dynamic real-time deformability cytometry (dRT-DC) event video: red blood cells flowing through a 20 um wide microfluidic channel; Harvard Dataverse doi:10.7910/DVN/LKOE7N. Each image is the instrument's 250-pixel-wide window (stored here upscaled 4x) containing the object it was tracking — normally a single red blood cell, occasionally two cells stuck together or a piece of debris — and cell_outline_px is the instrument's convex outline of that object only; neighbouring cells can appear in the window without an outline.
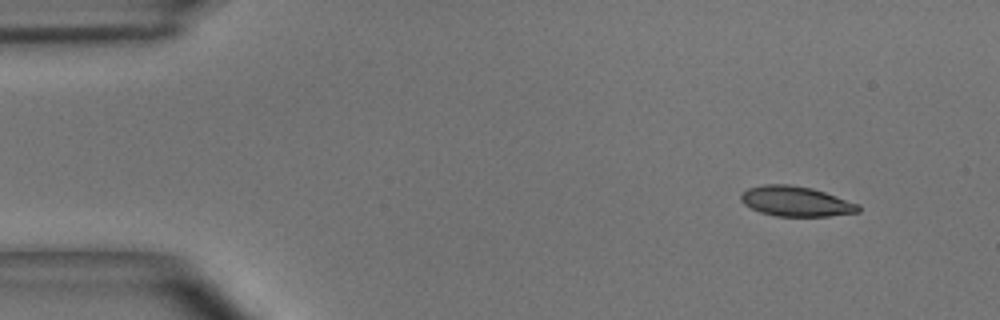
{"species": "common noctule bat (a hibernating species)", "species_latin": "Nyctalus noctula", "temperature_condition": "room temperature", "stored_images_in_passage": 5, "camera_frame_rate_fps": 3000, "um_per_image_px": 0.085, "animal": {"sex": "male", "body_mass_g": 15.6}, "frame": {"image": 1, "passage_image": 1, "time_ms": 0.0, "image_size_px": [1000, 320], "cell_outline_px": [[860, 212], [828, 216], [776, 216], [760, 212], [744, 204], [740, 200], [740, 192], [748, 188], [764, 184], [788, 184], [812, 188], [860, 204]], "centroid_in_image_um": [67.63, 17.11], "position_along_channel_um": 17.4, "area_um2": 20.63}}
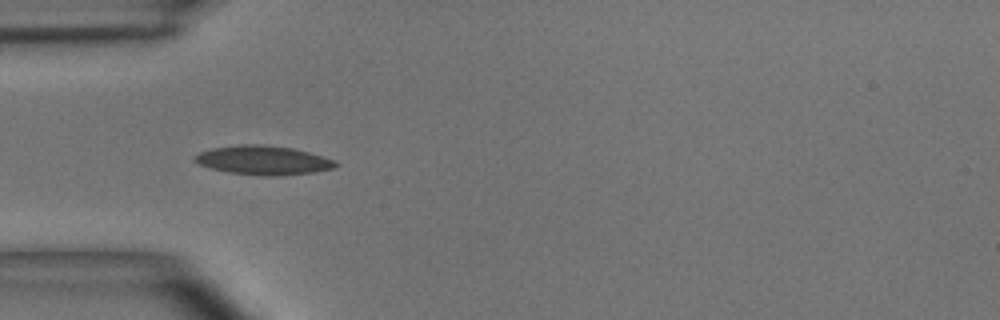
{"frame": {"image": 2, "passage_image": 4, "time_ms": 1.0, "image_size_px": [1000, 320], "cell_outline_px": [[340, 164], [332, 168], [312, 172], [280, 176], [260, 176], [228, 172], [212, 168], [200, 164], [192, 160], [192, 156], [200, 152], [212, 148], [240, 144], [264, 144], [292, 148], [308, 152], [336, 160]], "centroid_in_image_um": [22.36, 13.62], "position_along_channel_um": 62.6, "area_um2": 23.93}}
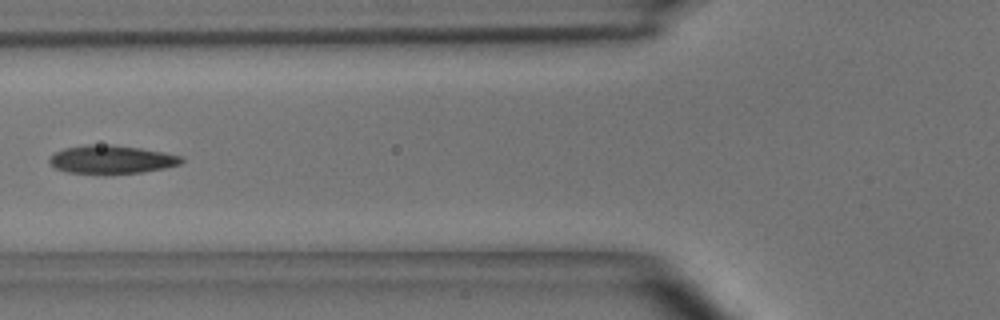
{"frame": {"image": 3, "passage_image": 5, "time_ms": 1.333, "image_size_px": [1000, 320], "cell_outline_px": [[184, 160], [180, 164], [164, 168], [144, 172], [104, 176], [68, 172], [56, 168], [48, 160], [56, 152], [64, 148], [88, 144], [92, 144], [140, 148], [164, 152], [184, 156]], "centroid_in_image_um": [9.51, 13.59], "position_along_channel_um": 116.3, "area_um2": 22.14}}